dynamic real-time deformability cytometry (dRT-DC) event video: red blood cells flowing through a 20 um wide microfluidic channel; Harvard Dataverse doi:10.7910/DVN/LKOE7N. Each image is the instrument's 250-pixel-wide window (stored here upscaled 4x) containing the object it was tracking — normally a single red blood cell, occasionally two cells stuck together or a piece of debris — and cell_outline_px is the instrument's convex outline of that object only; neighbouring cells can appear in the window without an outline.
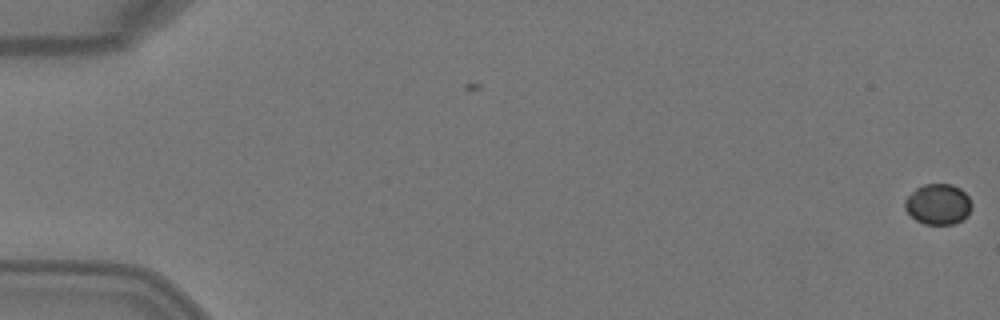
{"species": "Egyptian fruit bat (a non-hibernating species)", "species_latin": "Rousettus aegyptiacus", "temperature_condition": "warm", "stored_images_in_passage": 8, "camera_frame_rate_fps": 3000, "um_per_image_px": 0.085, "animal": {"sex": "female"}, "frame": {"image": 1, "passage_image": 1, "time_ms": 0.0, "image_size_px": [1000, 320], "cell_outline_px": [[972, 208], [968, 216], [956, 224], [924, 224], [916, 220], [904, 208], [904, 200], [916, 188], [924, 184], [952, 184], [960, 188], [968, 196], [972, 204]], "centroid_in_image_um": [79.76, 17.36], "position_along_channel_um": 5.2, "area_um2": 15.95}}